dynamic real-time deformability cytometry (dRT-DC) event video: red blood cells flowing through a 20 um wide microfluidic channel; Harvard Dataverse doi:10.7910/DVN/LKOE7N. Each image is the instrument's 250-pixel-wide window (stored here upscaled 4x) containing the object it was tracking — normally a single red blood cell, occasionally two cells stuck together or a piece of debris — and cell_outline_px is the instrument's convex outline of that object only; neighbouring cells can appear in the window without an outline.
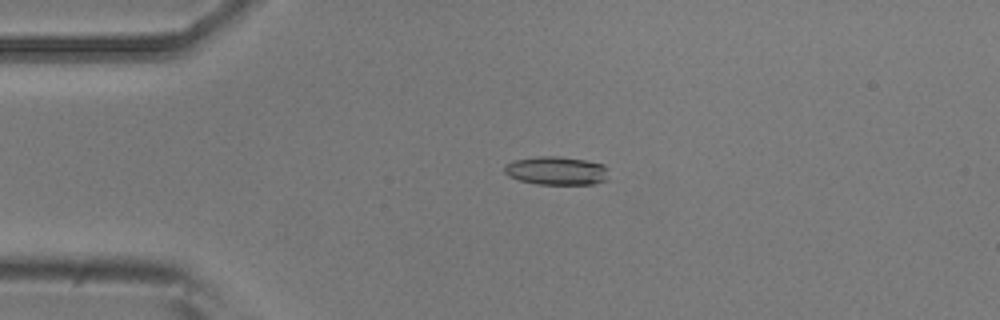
{"species": "common noctule bat (a hibernating species)", "species_latin": "Nyctalus noctula", "temperature_condition": "room temperature", "stored_images_in_passage": 49, "camera_frame_rate_fps": 3000, "um_per_image_px": 0.085, "animal": {"sex": "male", "body_mass_g": 20.5, "forearm_length_mm": 52.5}, "frame": {"image": 1, "passage_image": 9, "time_ms": 2.667, "image_size_px": [1000, 320], "cell_outline_px": [[608, 180], [592, 184], [536, 184], [520, 180], [508, 176], [504, 172], [504, 164], [516, 160], [536, 156], [560, 156], [584, 160], [604, 164], [608, 168]], "centroid_in_image_um": [47.32, 14.51], "position_along_channel_um": 37.7, "area_um2": 17.46}}
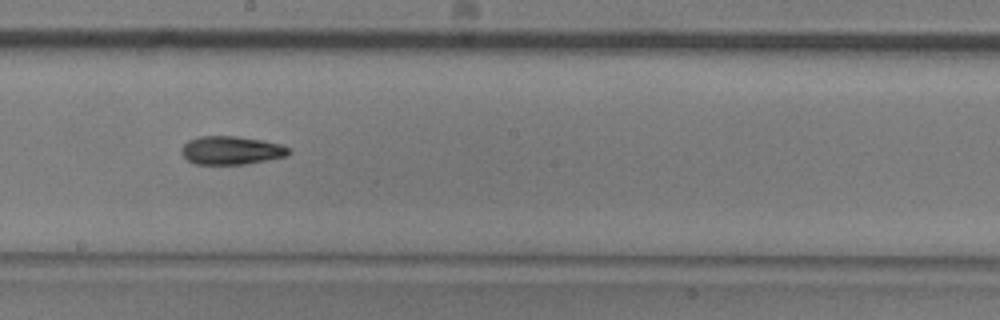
{"frame": {"image": 2, "passage_image": 26, "time_ms": 8.333, "image_size_px": [1000, 320], "cell_outline_px": [[292, 152], [288, 156], [244, 164], [196, 164], [188, 160], [180, 152], [180, 148], [188, 140], [200, 136], [236, 136], [264, 140], [280, 144], [288, 148]], "centroid_in_image_um": [19.66, 12.77], "position_along_channel_um": 228.5, "area_um2": 17.8}}
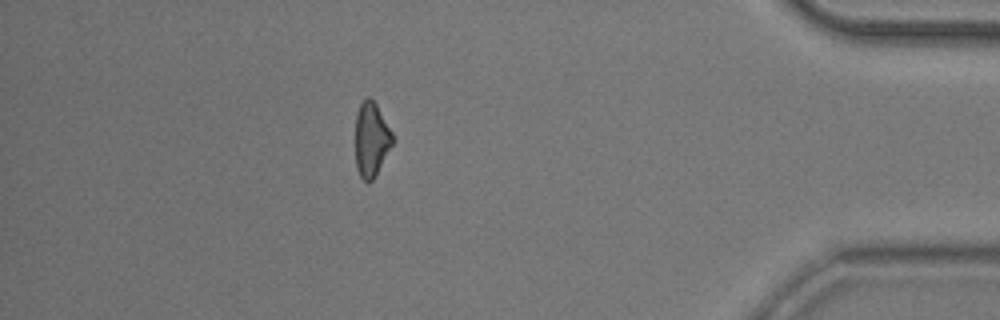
{"frame": {"image": 3, "passage_image": 43, "time_ms": 14.0, "image_size_px": [1000, 320], "cell_outline_px": [[396, 140], [372, 180], [368, 184], [360, 176], [356, 168], [356, 112], [360, 104], [368, 96], [376, 104], [392, 132]], "centroid_in_image_um": [31.58, 11.86], "position_along_channel_um": 403.6, "area_um2": 16.13}}